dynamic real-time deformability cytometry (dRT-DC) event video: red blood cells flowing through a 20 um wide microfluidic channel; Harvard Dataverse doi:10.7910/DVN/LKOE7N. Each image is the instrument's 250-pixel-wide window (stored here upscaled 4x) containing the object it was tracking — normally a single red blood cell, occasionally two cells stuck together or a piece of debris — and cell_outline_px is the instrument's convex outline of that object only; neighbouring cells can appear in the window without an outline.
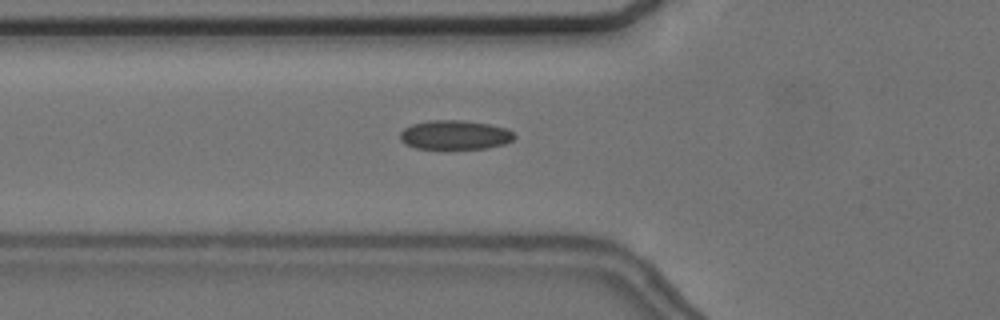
{"species": "common noctule bat (a hibernating species)", "species_latin": "Nyctalus noctula", "temperature_condition": "cold", "stored_images_in_passage": 40, "camera_frame_rate_fps": 3000, "um_per_image_px": 0.085, "animal": {"sex": "female", "body_mass_g": 24.6, "forearm_length_mm": 56.2}, "frame": {"image": 1, "passage_image": 12, "time_ms": 3.667, "image_size_px": [1000, 320], "cell_outline_px": [[516, 136], [512, 140], [504, 144], [488, 148], [416, 148], [404, 144], [400, 140], [400, 132], [404, 128], [412, 124], [428, 120], [464, 120], [488, 124], [508, 128]], "centroid_in_image_um": [38.66, 11.46], "position_along_channel_um": 87.1, "area_um2": 19.48}}
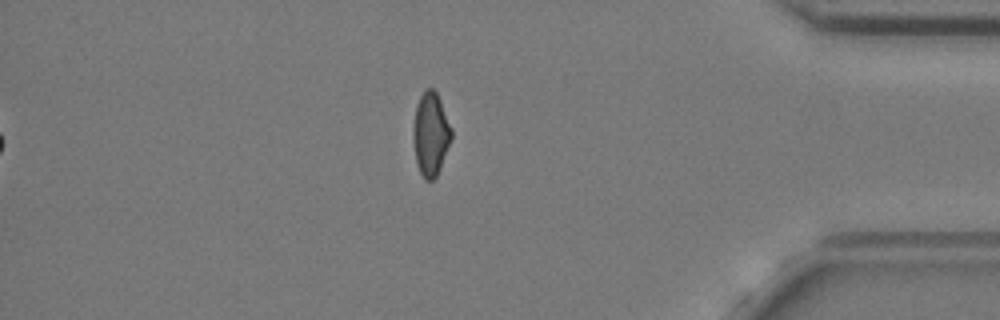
{"frame": {"image": 2, "passage_image": 40, "time_ms": 13.0, "image_size_px": [1000, 320], "cell_outline_px": [[452, 136], [440, 168], [436, 176], [432, 180], [424, 180], [420, 172], [416, 160], [412, 136], [412, 128], [416, 104], [420, 96], [428, 88], [432, 88], [436, 92], [440, 100], [452, 128]], "centroid_in_image_um": [36.59, 11.39], "position_along_channel_um": 398.6, "area_um2": 18.5}, "authors_computed_cell_mechanics": {"area_um2": 19.4208, "velocity_mm_per_s": 3.6878, "shape_relaxation_time_tau1_ms": null, "shape_relaxation_time_tau2_ms": 2.4458, "deformation_change_tau1": null, "deformation_change_tau2": 0.0902}}